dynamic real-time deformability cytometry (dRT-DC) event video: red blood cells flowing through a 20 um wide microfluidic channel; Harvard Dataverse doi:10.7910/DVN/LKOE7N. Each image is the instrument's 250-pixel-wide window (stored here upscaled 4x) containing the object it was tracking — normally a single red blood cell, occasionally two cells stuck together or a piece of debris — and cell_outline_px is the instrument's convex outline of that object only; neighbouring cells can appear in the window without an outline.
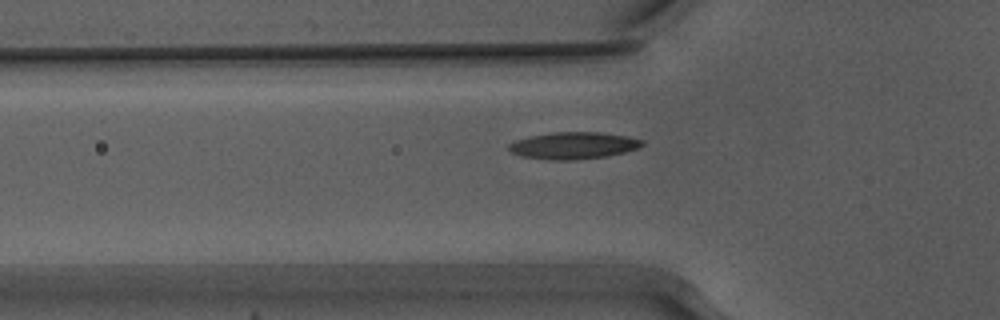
{"species": "Egyptian fruit bat (a non-hibernating species)", "species_latin": "Rousettus aegyptiacus", "temperature_condition": "warm", "stored_images_in_passage": 38, "camera_frame_rate_fps": 3000, "um_per_image_px": 0.085, "animal": {"sex": "male"}, "frame": {"image": 1, "passage_image": 3, "time_ms": 0.667, "image_size_px": [1000, 320], "cell_outline_px": [[644, 144], [636, 148], [624, 152], [604, 156], [572, 160], [548, 160], [520, 156], [512, 152], [508, 148], [508, 144], [516, 140], [528, 136], [552, 132], [600, 132], [628, 136], [644, 140]], "centroid_in_image_um": [48.71, 12.36], "position_along_channel_um": 77.1, "area_um2": 20.92}}
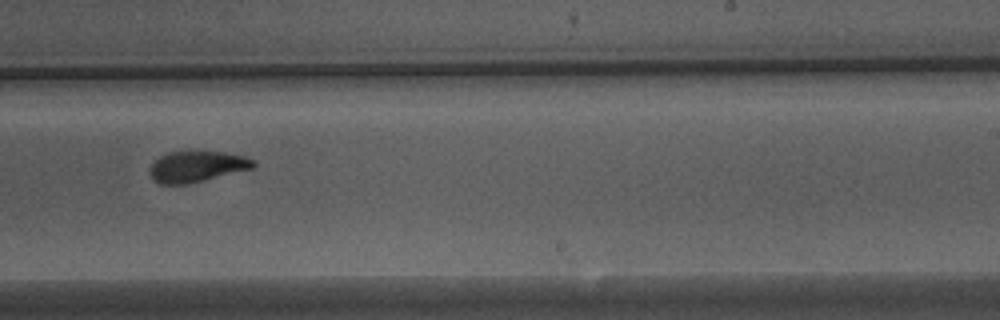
{"frame": {"image": 2, "passage_image": 18, "time_ms": 5.667, "image_size_px": [1000, 320], "cell_outline_px": [[256, 164], [252, 168], [188, 184], [160, 184], [152, 180], [148, 172], [152, 164], [160, 156], [168, 152], [224, 152], [244, 156], [252, 160]], "centroid_in_image_um": [16.68, 14.17], "position_along_channel_um": 272.3, "area_um2": 18.44}}
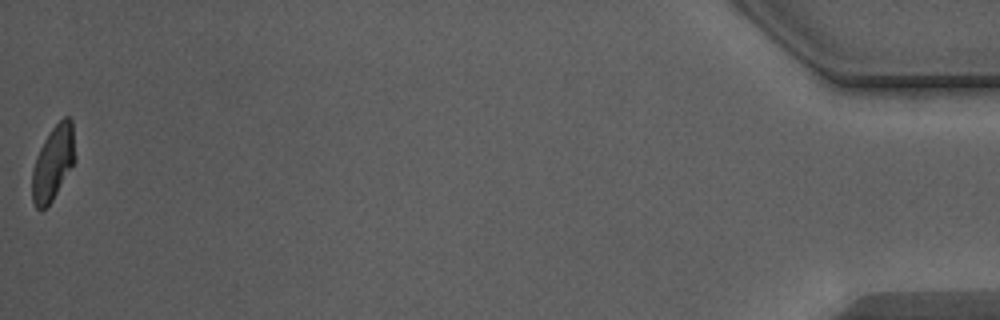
{"frame": {"image": 3, "passage_image": 38, "time_ms": 12.333, "image_size_px": [1000, 320], "cell_outline_px": [[76, 160], [52, 200], [44, 208], [36, 208], [32, 200], [32, 168], [36, 156], [44, 140], [52, 128], [64, 116], [68, 116], [72, 120]], "centroid_in_image_um": [4.52, 13.82], "position_along_channel_um": 430.7, "area_um2": 18.55}, "authors_computed_cell_mechanics": {"area_um2": 19.4208, "velocity_mm_per_s": 3.9009, "shape_relaxation_time_tau1_ms": 3.624, "shape_relaxation_time_tau2_ms": 1.8919, "deformation_change_tau1": 0.1578, "deformation_change_tau2": 0.0726}}